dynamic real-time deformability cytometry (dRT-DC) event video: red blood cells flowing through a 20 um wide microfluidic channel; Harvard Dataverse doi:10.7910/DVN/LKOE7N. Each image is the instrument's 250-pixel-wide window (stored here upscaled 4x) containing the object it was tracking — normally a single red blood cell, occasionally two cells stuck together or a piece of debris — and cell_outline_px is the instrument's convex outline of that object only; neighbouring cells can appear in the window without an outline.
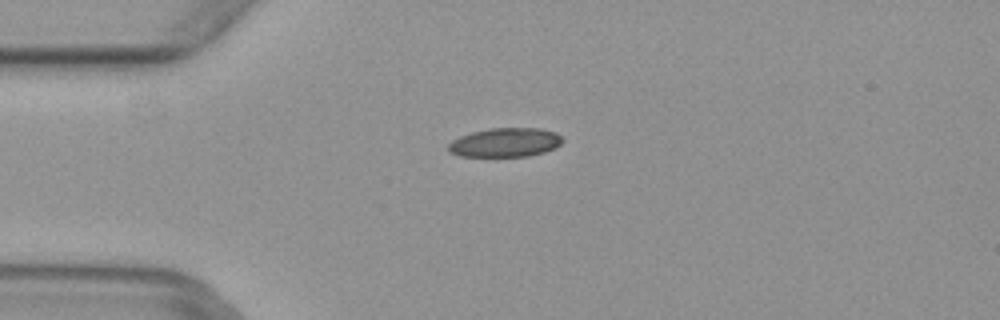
{"species": "common noctule bat (a hibernating species)", "species_latin": "Nyctalus noctula", "temperature_condition": "warm", "stored_images_in_passage": 4, "camera_frame_rate_fps": 3000, "um_per_image_px": 0.085, "animal": {"sex": "female", "body_mass_g": 29.2, "forearm_length_mm": 56.3}, "frame": {"image": 1, "passage_image": 2, "time_ms": 0.333, "image_size_px": [1000, 320], "cell_outline_px": [[564, 140], [556, 148], [544, 152], [528, 156], [460, 156], [448, 152], [448, 144], [452, 140], [460, 136], [472, 132], [488, 128], [540, 128], [556, 132]], "centroid_in_image_um": [42.94, 12.1], "position_along_channel_um": 42.1, "area_um2": 19.42}}